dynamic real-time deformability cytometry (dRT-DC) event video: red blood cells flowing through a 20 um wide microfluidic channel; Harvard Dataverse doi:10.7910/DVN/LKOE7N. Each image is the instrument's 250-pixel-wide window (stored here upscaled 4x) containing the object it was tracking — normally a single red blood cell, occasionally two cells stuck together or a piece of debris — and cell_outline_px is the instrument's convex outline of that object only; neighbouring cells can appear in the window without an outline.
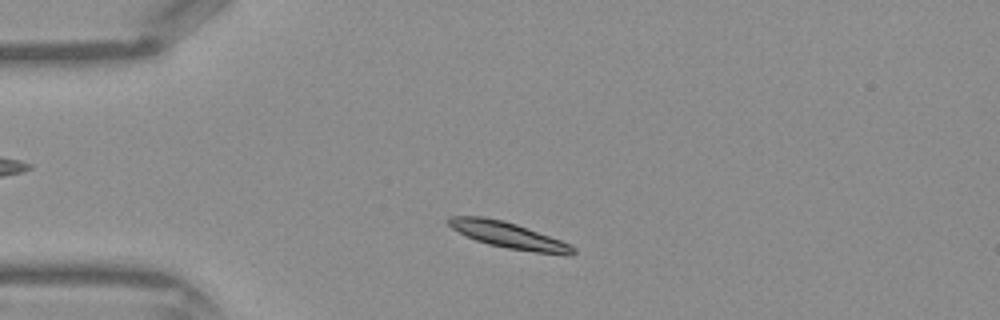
{"species": "Egyptian fruit bat (a non-hibernating species)", "species_latin": "Rousettus aegyptiacus", "temperature_condition": "warm", "stored_images_in_passage": 37, "camera_frame_rate_fps": 3000, "um_per_image_px": 0.085, "frame": {"image": 1, "passage_image": 4, "time_ms": 1.0, "image_size_px": [1000, 320], "cell_outline_px": [[576, 252], [536, 252], [508, 248], [488, 244], [476, 240], [452, 228], [444, 220], [448, 216], [484, 216], [504, 220], [516, 224], [560, 240], [576, 248]], "centroid_in_image_um": [43.06, 19.93], "position_along_channel_um": 41.9, "area_um2": 18.26}}
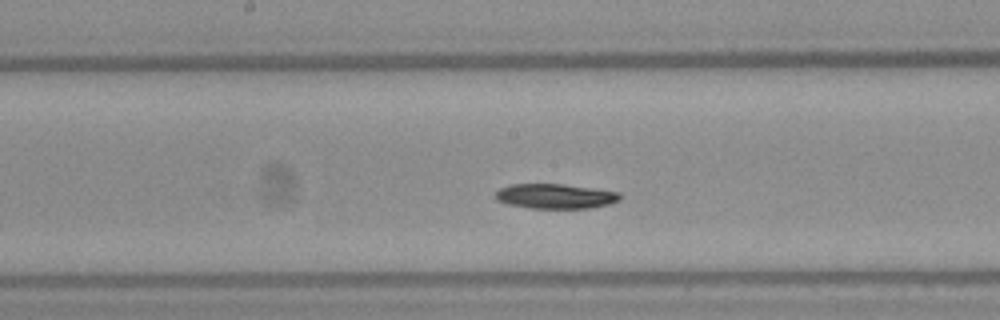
{"frame": {"image": 2, "passage_image": 16, "time_ms": 5.0, "image_size_px": [1000, 320], "cell_outline_px": [[620, 200], [608, 204], [592, 208], [528, 208], [508, 204], [496, 200], [496, 192], [500, 188], [508, 184], [564, 184], [620, 192]], "centroid_in_image_um": [47.19, 16.67], "position_along_channel_um": 201.0, "area_um2": 18.03}}
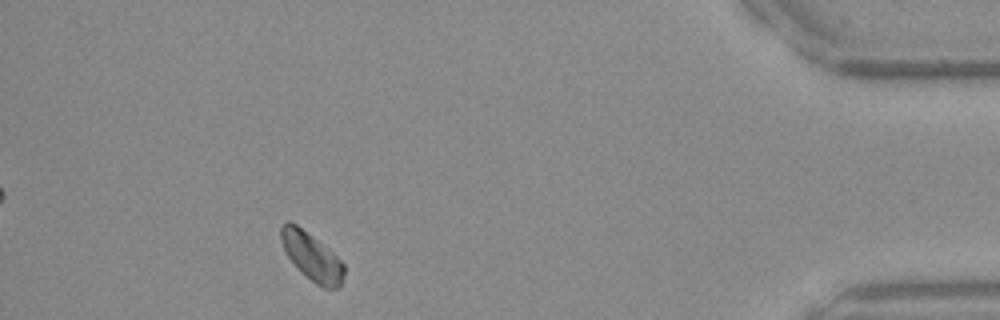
{"frame": {"image": 3, "passage_image": 33, "time_ms": 10.667, "image_size_px": [1000, 320], "cell_outline_px": [[344, 280], [340, 288], [324, 288], [316, 284], [288, 256], [280, 240], [280, 228], [288, 220], [296, 224], [332, 252], [344, 264]], "centroid_in_image_um": [26.53, 21.82], "position_along_channel_um": 408.7, "area_um2": 16.94}}